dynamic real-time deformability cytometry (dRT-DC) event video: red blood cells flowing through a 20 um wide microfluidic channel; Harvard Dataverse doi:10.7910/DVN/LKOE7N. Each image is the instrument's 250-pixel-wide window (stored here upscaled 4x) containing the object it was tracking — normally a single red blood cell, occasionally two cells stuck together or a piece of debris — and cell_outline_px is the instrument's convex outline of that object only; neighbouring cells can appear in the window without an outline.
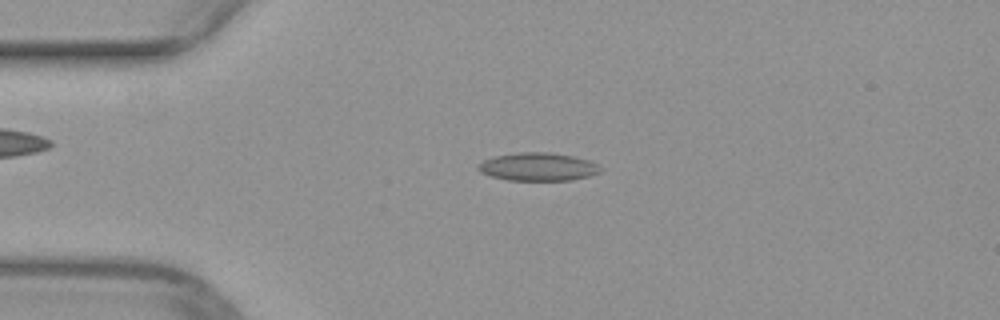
{"species": "common noctule bat (a hibernating species)", "species_latin": "Nyctalus noctula", "temperature_condition": "warm", "stored_images_in_passage": 34, "camera_frame_rate_fps": 3000, "um_per_image_px": 0.085, "animal": {"sex": "female", "body_mass_g": 29.2, "forearm_length_mm": 56.3}, "frame": {"image": 1, "passage_image": 1, "time_ms": 0.0, "image_size_px": [1000, 320], "cell_outline_px": [[604, 168], [600, 172], [588, 176], [572, 180], [508, 180], [492, 176], [480, 172], [476, 168], [476, 164], [492, 156], [516, 152], [552, 152], [572, 156], [588, 160]], "centroid_in_image_um": [45.7, 14.16], "position_along_channel_um": 39.3, "area_um2": 20.17}}
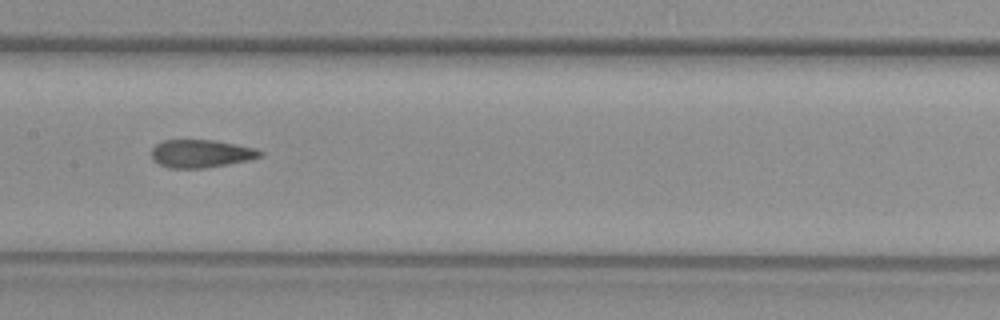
{"frame": {"image": 2, "passage_image": 14, "time_ms": 4.333, "image_size_px": [1000, 320], "cell_outline_px": [[264, 152], [260, 156], [248, 160], [204, 168], [168, 168], [152, 160], [152, 148], [156, 144], [164, 140], [216, 140], [256, 148]], "centroid_in_image_um": [17.07, 13.05], "position_along_channel_um": 190.3, "area_um2": 17.63}}
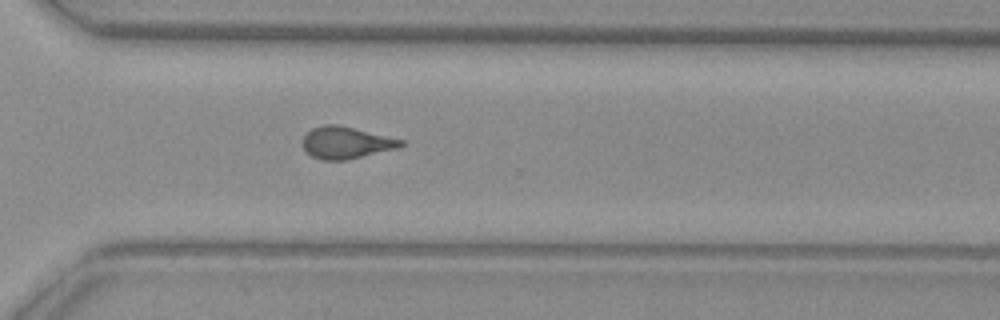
{"frame": {"image": 3, "passage_image": 25, "time_ms": 8.0, "image_size_px": [1000, 320], "cell_outline_px": [[408, 144], [396, 148], [344, 160], [324, 160], [312, 156], [304, 152], [300, 140], [312, 128], [324, 124], [336, 124], [404, 140]], "centroid_in_image_um": [29.36, 12.12], "position_along_channel_um": 341.2, "area_um2": 18.21}}